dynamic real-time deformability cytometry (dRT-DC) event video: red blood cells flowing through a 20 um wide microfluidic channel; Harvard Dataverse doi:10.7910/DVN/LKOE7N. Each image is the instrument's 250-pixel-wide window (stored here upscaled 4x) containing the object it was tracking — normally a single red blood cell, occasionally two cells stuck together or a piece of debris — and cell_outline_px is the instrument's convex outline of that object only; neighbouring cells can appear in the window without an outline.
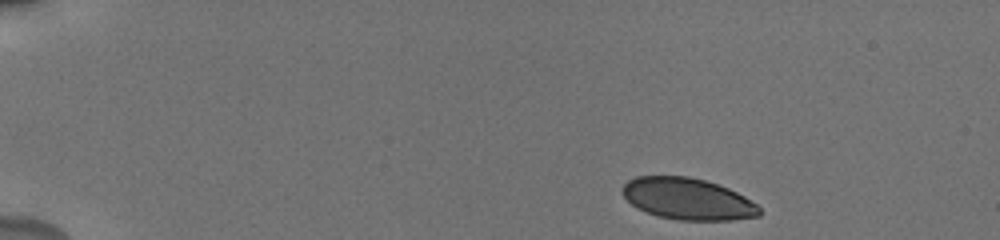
{"species": "human", "species_latin": "Homo sapiens", "temperature_condition": "cold", "stored_images_in_passage": 8, "camera_frame_rate_fps": 3000, "um_per_image_px": 0.085, "donor": {"sex": "male"}, "frame": {"image": 1, "passage_image": 1, "time_ms": 0.0, "image_size_px": [1000, 240], "cell_outline_px": [[760, 216], [732, 220], [680, 220], [660, 216], [648, 212], [632, 204], [624, 196], [624, 184], [628, 180], [636, 176], [688, 176], [704, 180], [728, 188], [744, 196], [756, 204], [760, 208]], "centroid_in_image_um": [58.49, 16.9], "position_along_channel_um": 26.5, "area_um2": 32.77}}
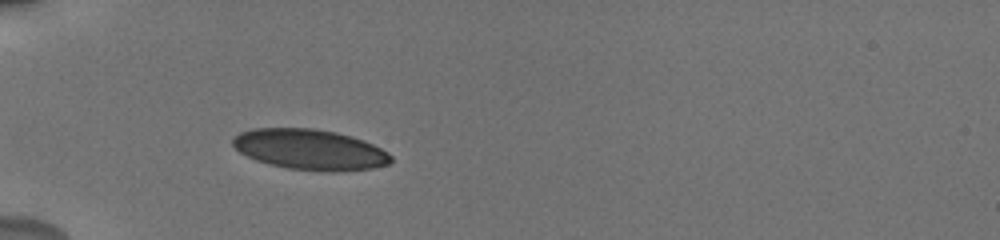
{"frame": {"image": 2, "passage_image": 7, "time_ms": 3.333, "image_size_px": [1000, 240], "cell_outline_px": [[392, 160], [388, 164], [372, 168], [332, 172], [328, 172], [288, 168], [268, 164], [256, 160], [240, 152], [232, 144], [232, 140], [240, 132], [252, 128], [312, 128], [336, 132], [352, 136], [364, 140], [388, 152], [392, 156]], "centroid_in_image_um": [26.35, 12.71], "position_along_channel_um": 58.7, "area_um2": 37.34}}